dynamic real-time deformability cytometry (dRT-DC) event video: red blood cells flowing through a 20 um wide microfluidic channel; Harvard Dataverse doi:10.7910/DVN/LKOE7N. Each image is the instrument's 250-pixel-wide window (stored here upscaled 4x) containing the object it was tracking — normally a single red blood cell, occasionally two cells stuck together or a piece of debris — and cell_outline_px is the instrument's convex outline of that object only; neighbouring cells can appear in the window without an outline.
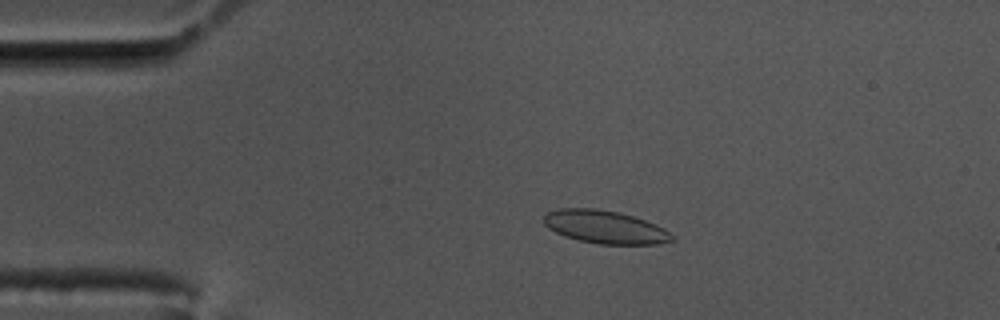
{"species": "common noctule bat (a hibernating species)", "species_latin": "Nyctalus noctula", "temperature_condition": "cold", "stored_images_in_passage": 58, "camera_frame_rate_fps": 3000, "um_per_image_px": 0.085, "animal": {"sex": "male", "body_mass_g": 17.5, "forearm_length_mm": 52.3}, "frame": {"image": 1, "passage_image": 12, "time_ms": 3.667, "image_size_px": [1000, 320], "cell_outline_px": [[676, 240], [660, 244], [600, 244], [580, 240], [564, 236], [548, 228], [544, 224], [544, 216], [548, 212], [556, 208], [596, 208], [620, 212], [656, 224], [664, 228]], "centroid_in_image_um": [51.42, 19.29], "position_along_channel_um": 33.6, "area_um2": 24.68}}
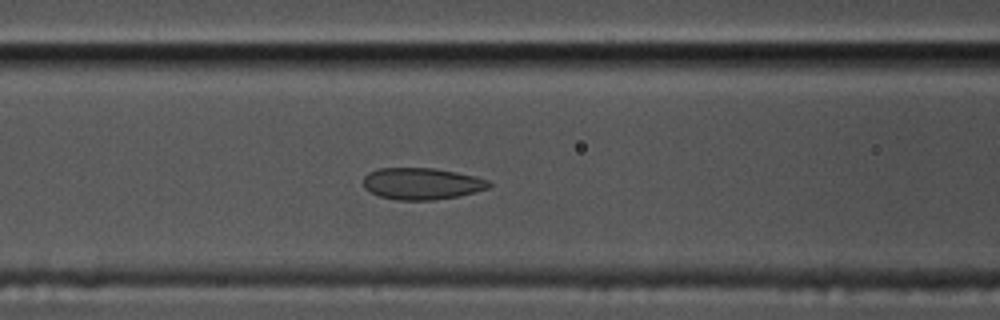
{"frame": {"image": 2, "passage_image": 24, "time_ms": 7.667, "image_size_px": [1000, 320], "cell_outline_px": [[492, 184], [488, 188], [460, 196], [432, 200], [400, 200], [380, 196], [364, 188], [364, 176], [368, 172], [376, 168], [436, 168], [476, 176], [488, 180]], "centroid_in_image_um": [35.86, 15.6], "position_along_channel_um": 130.7, "area_um2": 23.24}}
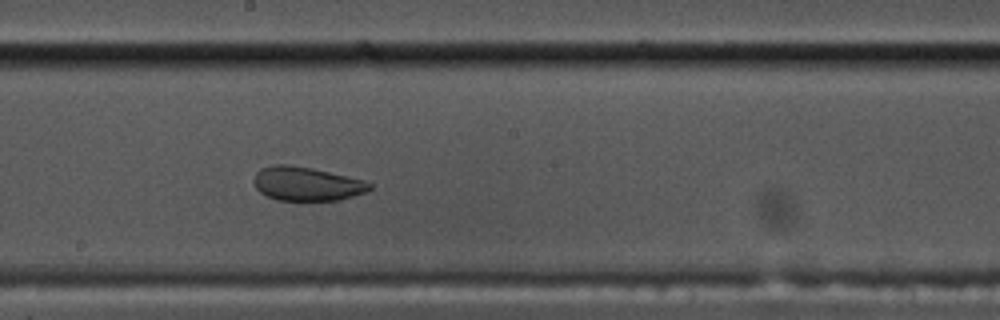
{"frame": {"image": 3, "passage_image": 32, "time_ms": 10.333, "image_size_px": [1000, 320], "cell_outline_px": [[372, 188], [364, 192], [352, 196], [336, 200], [276, 200], [260, 192], [256, 188], [252, 180], [256, 172], [260, 168], [276, 164], [288, 164], [312, 168], [364, 180], [372, 184]], "centroid_in_image_um": [26.02, 15.61], "position_along_channel_um": 222.2, "area_um2": 22.77}}